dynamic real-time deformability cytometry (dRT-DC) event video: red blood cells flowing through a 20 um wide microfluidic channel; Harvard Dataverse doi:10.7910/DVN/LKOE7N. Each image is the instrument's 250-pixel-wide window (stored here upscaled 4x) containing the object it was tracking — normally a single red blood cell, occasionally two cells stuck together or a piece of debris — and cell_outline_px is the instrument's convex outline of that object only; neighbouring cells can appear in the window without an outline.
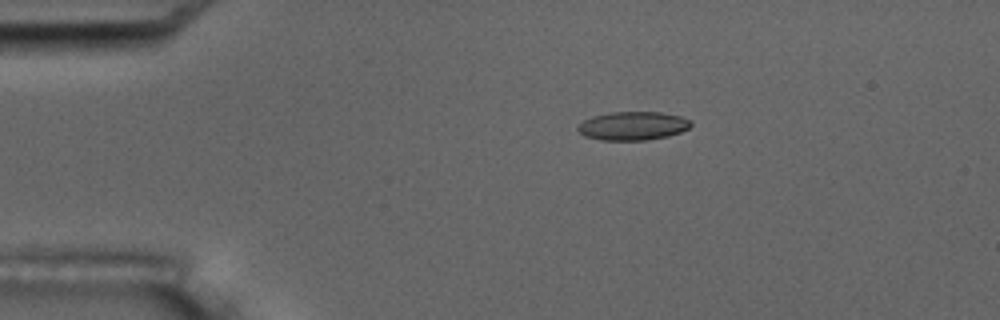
{"species": "common noctule bat (a hibernating species)", "species_latin": "Nyctalus noctula", "temperature_condition": "room temperature", "stored_images_in_passage": 4, "camera_frame_rate_fps": 3000, "um_per_image_px": 0.085, "animal": {"sex": "male", "body_mass_g": 17.5, "forearm_length_mm": 52.3}, "frame": {"image": 1, "passage_image": 3, "time_ms": 3.0, "image_size_px": [1000, 320], "cell_outline_px": [[692, 124], [688, 128], [680, 132], [668, 136], [648, 140], [600, 140], [584, 136], [576, 128], [584, 120], [592, 116], [608, 112], [660, 112], [680, 116], [692, 120]], "centroid_in_image_um": [53.79, 10.7], "position_along_channel_um": 31.2, "area_um2": 18.9}}